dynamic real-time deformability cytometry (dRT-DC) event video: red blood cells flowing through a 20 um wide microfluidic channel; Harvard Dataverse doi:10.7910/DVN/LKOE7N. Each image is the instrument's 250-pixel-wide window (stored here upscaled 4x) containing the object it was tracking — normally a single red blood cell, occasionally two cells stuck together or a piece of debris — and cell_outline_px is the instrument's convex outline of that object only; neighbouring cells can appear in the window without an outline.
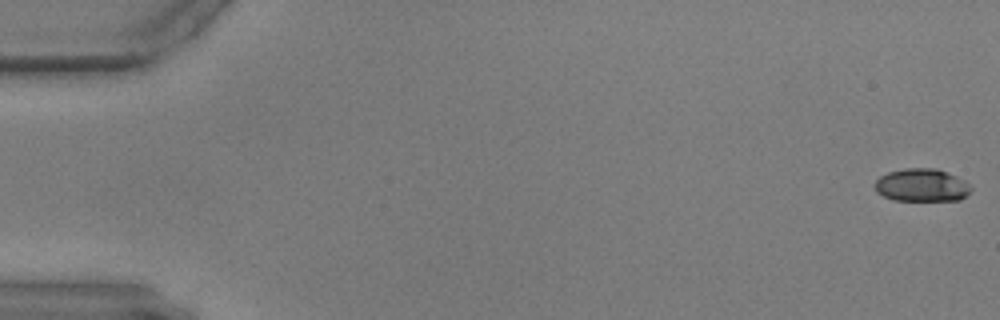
{"species": "common noctule bat (a hibernating species)", "species_latin": "Nyctalus noctula", "temperature_condition": "warm", "stored_images_in_passage": 8, "camera_frame_rate_fps": 3000, "um_per_image_px": 0.085, "animal": {"sex": "male", "body_mass_g": 17.9, "forearm_length_mm": 54.2}, "frame": {"image": 1, "passage_image": 1, "time_ms": 0.0, "image_size_px": [1000, 320], "cell_outline_px": [[972, 188], [960, 200], [892, 200], [876, 192], [876, 180], [880, 176], [888, 172], [904, 168], [936, 168], [956, 176], [964, 180]], "centroid_in_image_um": [78.33, 15.73], "position_along_channel_um": 6.7, "area_um2": 18.26}}